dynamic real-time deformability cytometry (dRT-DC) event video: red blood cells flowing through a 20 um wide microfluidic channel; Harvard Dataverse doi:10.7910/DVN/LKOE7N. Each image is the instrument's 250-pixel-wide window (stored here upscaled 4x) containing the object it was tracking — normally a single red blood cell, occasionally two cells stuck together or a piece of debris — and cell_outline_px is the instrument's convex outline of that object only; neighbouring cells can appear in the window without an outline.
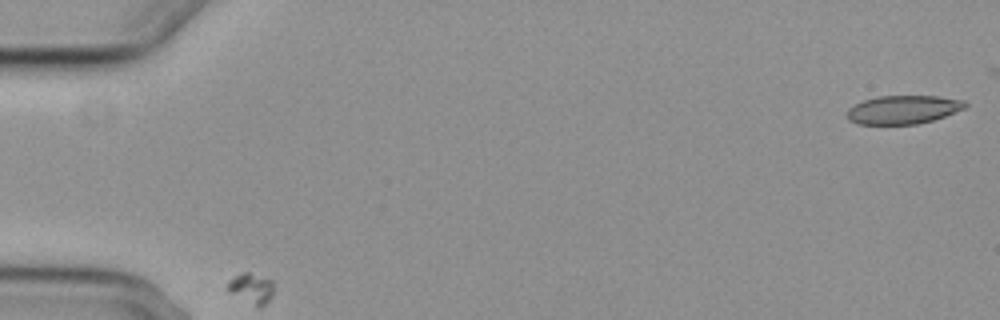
{"species": "common noctule bat (a hibernating species)", "species_latin": "Nyctalus noctula", "temperature_condition": "cold", "stored_images_in_passage": 5, "camera_frame_rate_fps": 3000, "um_per_image_px": 0.085, "animal": {"sex": "female", "body_mass_g": 29.2, "forearm_length_mm": 56.3}, "frame": {"image": 1, "passage_image": 1, "time_ms": 0.0, "image_size_px": [1000, 320], "cell_outline_px": [[968, 104], [964, 108], [944, 116], [932, 120], [916, 124], [856, 124], [848, 120], [848, 108], [864, 100], [876, 96], [936, 96], [964, 100]], "centroid_in_image_um": [76.75, 9.32], "position_along_channel_um": 8.2, "area_um2": 19.48}}